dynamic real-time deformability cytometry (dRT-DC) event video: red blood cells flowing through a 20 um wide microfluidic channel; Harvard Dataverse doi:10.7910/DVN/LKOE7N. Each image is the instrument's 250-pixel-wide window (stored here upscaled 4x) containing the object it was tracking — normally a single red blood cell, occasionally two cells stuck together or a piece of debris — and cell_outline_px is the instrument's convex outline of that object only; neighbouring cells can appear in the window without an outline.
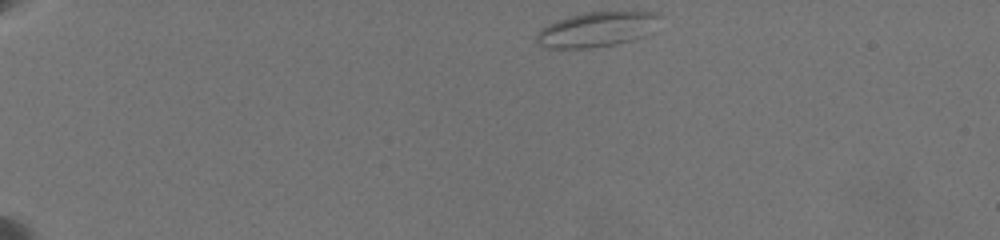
{"species": "common noctule bat (a hibernating species)", "species_latin": "Nyctalus noctula", "temperature_condition": "warm", "stored_images_in_passage": 37, "camera_frame_rate_fps": 3000, "um_per_image_px": 0.085, "animal": {"sex": "female", "body_mass_g": 19.5, "forearm_length_mm": 54.1}, "frame": {"image": 1, "passage_image": 1, "time_ms": 0.0, "image_size_px": [1000, 240], "cell_outline_px": [[664, 16], [652, 32], [644, 36], [632, 40], [616, 44], [592, 48], [548, 48], [540, 44], [536, 40], [536, 36], [540, 28], [556, 20], [568, 16], [584, 12], [656, 12]], "centroid_in_image_um": [50.77, 2.49], "position_along_channel_um": 34.2, "area_um2": 25.37}}
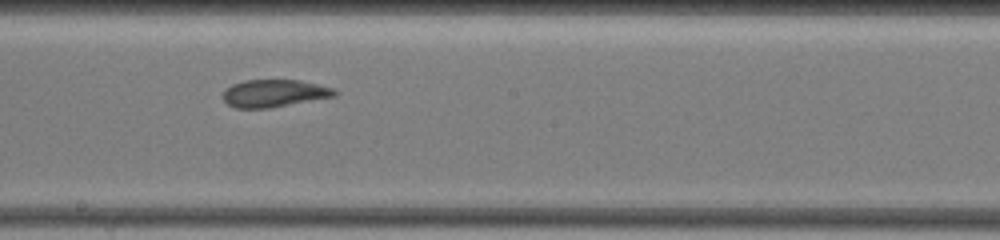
{"frame": {"image": 2, "passage_image": 19, "time_ms": 8.333, "image_size_px": [1000, 240], "cell_outline_px": [[336, 96], [268, 108], [236, 108], [228, 104], [224, 100], [224, 88], [232, 84], [244, 80], [300, 80], [332, 88], [336, 92]], "centroid_in_image_um": [23.27, 7.92], "position_along_channel_um": 224.9, "area_um2": 17.69}}
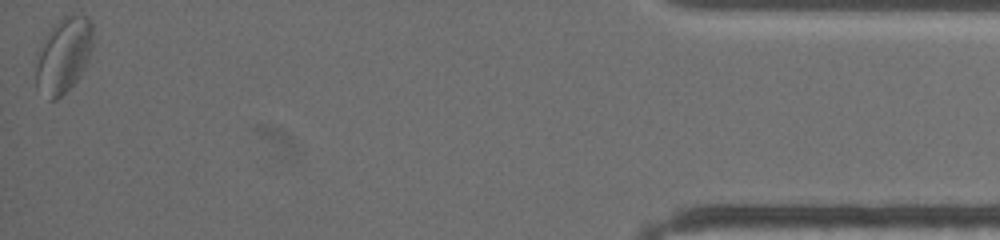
{"frame": {"image": 3, "passage_image": 37, "time_ms": 16.333, "image_size_px": [1000, 240], "cell_outline_px": [[92, 44], [88, 60], [84, 68], [76, 80], [56, 100], [48, 100], [36, 88], [36, 52], [44, 36], [64, 16], [88, 16], [92, 20]], "centroid_in_image_um": [5.37, 4.71], "position_along_channel_um": 429.8, "area_um2": 24.97}, "authors_computed_cell_mechanics": {"area_um2": 19.941, "velocity_mm_per_s": 3.4565, "shape_relaxation_time_tau1_ms": null, "shape_relaxation_time_tau2_ms": 2.0089, "deformation_change_tau1": null, "deformation_change_tau2": 0.0828}}